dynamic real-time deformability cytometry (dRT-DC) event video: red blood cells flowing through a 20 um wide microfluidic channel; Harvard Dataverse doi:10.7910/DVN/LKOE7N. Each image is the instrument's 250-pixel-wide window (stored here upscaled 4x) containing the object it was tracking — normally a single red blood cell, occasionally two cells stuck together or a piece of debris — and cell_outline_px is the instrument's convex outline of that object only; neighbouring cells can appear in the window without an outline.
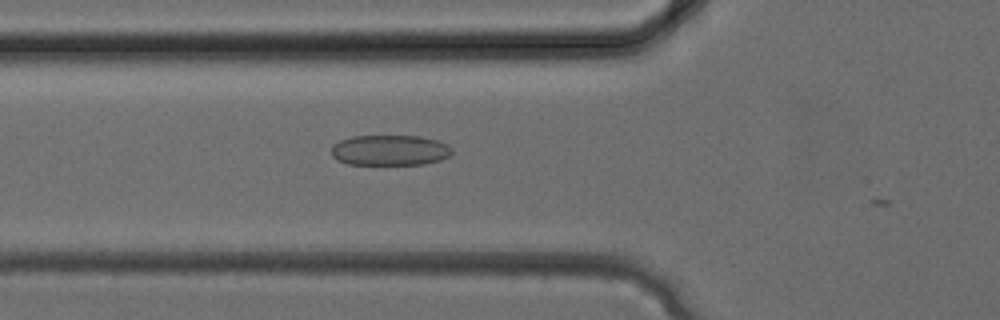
{"species": "common noctule bat (a hibernating species)", "species_latin": "Nyctalus noctula", "temperature_condition": "cold", "stored_images_in_passage": 5, "camera_frame_rate_fps": 3000, "um_per_image_px": 0.085, "animal": {"sex": "female", "body_mass_g": 24.6, "forearm_length_mm": 56.2}, "frame": {"image": 1, "passage_image": 2, "time_ms": 0.333, "image_size_px": [1000, 320], "cell_outline_px": [[452, 152], [448, 156], [440, 160], [424, 164], [348, 164], [336, 160], [332, 156], [332, 144], [340, 140], [352, 136], [420, 136], [436, 140], [448, 144], [452, 148]], "centroid_in_image_um": [33.12, 12.76], "position_along_channel_um": 92.7, "area_um2": 21.5}}
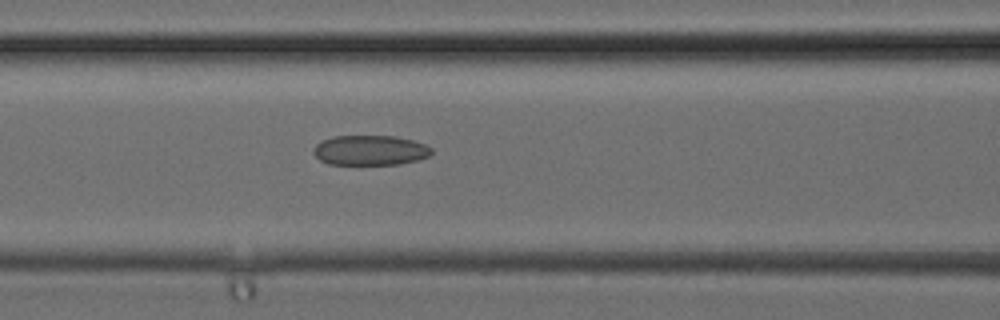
{"frame": {"image": 2, "passage_image": 4, "time_ms": 1.0, "image_size_px": [1000, 320], "cell_outline_px": [[432, 152], [428, 156], [416, 160], [400, 164], [328, 164], [320, 160], [312, 152], [312, 148], [320, 140], [332, 136], [396, 136], [412, 140], [424, 144], [432, 148]], "centroid_in_image_um": [31.41, 12.76], "position_along_channel_um": 135.2, "area_um2": 20.69}}